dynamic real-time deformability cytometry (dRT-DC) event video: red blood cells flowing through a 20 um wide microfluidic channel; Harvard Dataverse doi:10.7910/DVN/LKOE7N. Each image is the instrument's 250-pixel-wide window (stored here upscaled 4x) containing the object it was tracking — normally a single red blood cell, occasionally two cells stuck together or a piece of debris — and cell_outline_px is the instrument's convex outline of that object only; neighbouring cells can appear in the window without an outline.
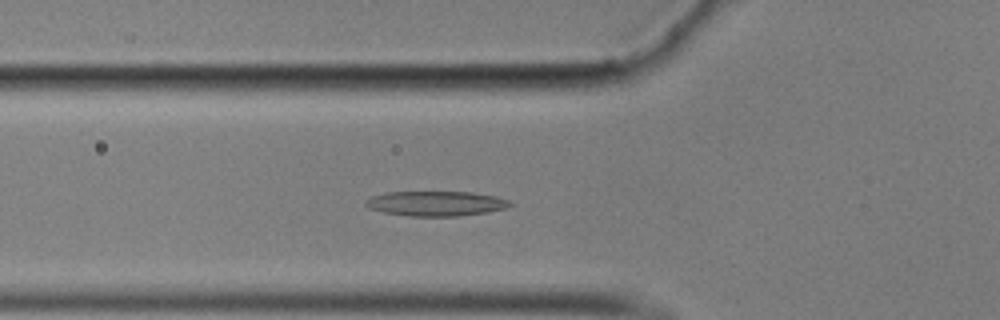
{"species": "common noctule bat (a hibernating species)", "species_latin": "Nyctalus noctula", "temperature_condition": "cold", "stored_images_in_passage": 49, "camera_frame_rate_fps": 3000, "um_per_image_px": 0.085, "animal": {"sex": "male", "body_mass_g": 17.9}, "frame": {"image": 1, "passage_image": 11, "time_ms": 3.333, "image_size_px": [1000, 320], "cell_outline_px": [[516, 204], [504, 208], [488, 212], [456, 216], [408, 216], [384, 212], [368, 208], [364, 204], [364, 200], [372, 196], [388, 192], [472, 192], [496, 196], [508, 200]], "centroid_in_image_um": [37.05, 17.3], "position_along_channel_um": 88.7, "area_um2": 20.98}}
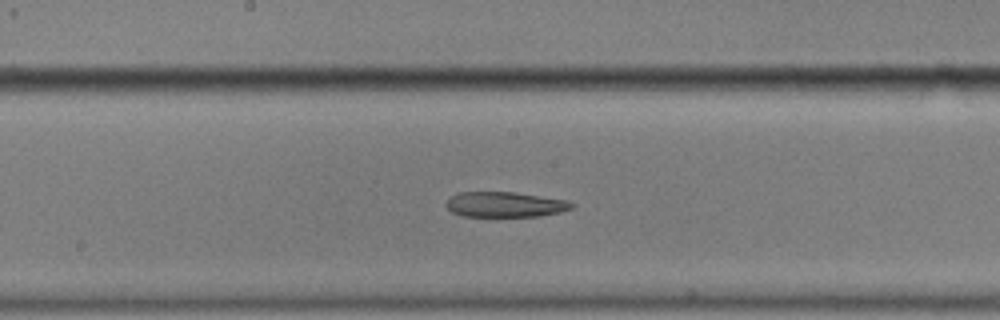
{"frame": {"image": 2, "passage_image": 21, "time_ms": 6.667, "image_size_px": [1000, 320], "cell_outline_px": [[576, 204], [572, 208], [560, 212], [540, 216], [460, 216], [452, 212], [444, 204], [456, 192], [512, 192], [568, 200]], "centroid_in_image_um": [42.92, 17.38], "position_along_channel_um": 205.3, "area_um2": 18.5}}
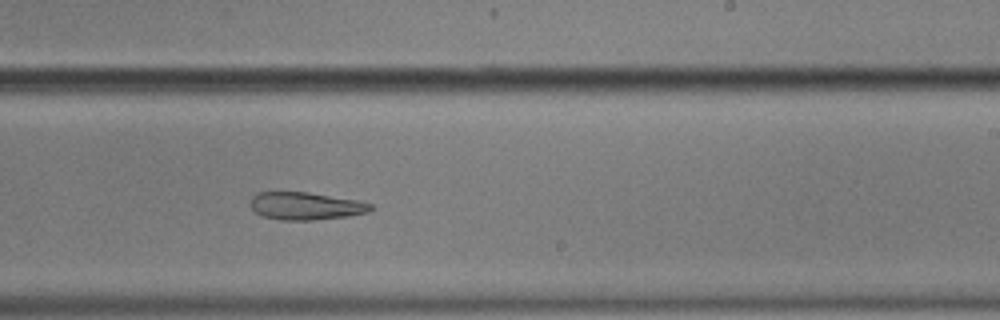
{"frame": {"image": 3, "passage_image": 26, "time_ms": 8.333, "image_size_px": [1000, 320], "cell_outline_px": [[376, 208], [368, 212], [348, 216], [312, 220], [280, 220], [264, 216], [256, 212], [248, 204], [252, 196], [256, 192], [308, 192], [356, 200], [372, 204]], "centroid_in_image_um": [25.97, 17.5], "position_along_channel_um": 263.0, "area_um2": 19.42}, "authors_computed_cell_mechanics": {"area_um2": 21.8484, "velocity_mm_per_s": 3.4768, "shape_relaxation_time_tau1_ms": null, "shape_relaxation_time_tau2_ms": 4.4103, "deformation_change_tau1": null, "deformation_change_tau2": 0.1446}}